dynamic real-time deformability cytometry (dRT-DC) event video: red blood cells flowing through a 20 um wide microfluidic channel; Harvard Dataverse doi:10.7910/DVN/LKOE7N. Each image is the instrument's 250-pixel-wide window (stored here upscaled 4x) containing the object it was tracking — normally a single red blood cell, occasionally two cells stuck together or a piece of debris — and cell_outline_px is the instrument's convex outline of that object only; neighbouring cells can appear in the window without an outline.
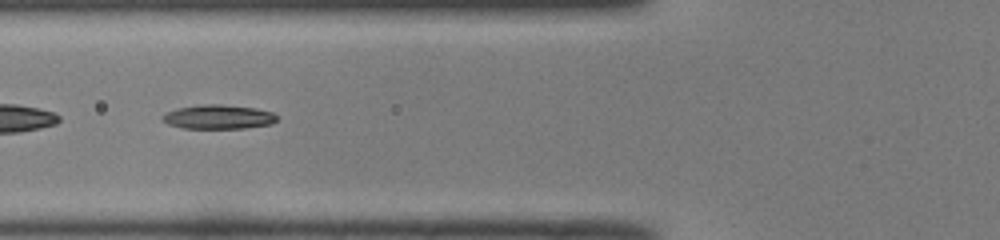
{"species": "common noctule bat (a hibernating species)", "species_latin": "Nyctalus noctula", "temperature_condition": "room temperature", "stored_images_in_passage": 35, "camera_frame_rate_fps": 3000, "um_per_image_px": 0.085, "animal": {"sex": "male", "body_mass_g": 19.0, "forearm_length_mm": 50.8}, "frame": {"image": 1, "passage_image": 11, "time_ms": 3.333, "image_size_px": [1000, 240], "cell_outline_px": [[276, 120], [272, 124], [244, 128], [184, 128], [168, 124], [160, 120], [168, 112], [176, 108], [200, 104], [220, 104], [256, 108], [272, 112], [276, 116]], "centroid_in_image_um": [18.56, 9.93], "position_along_channel_um": 107.2, "area_um2": 16.07}}
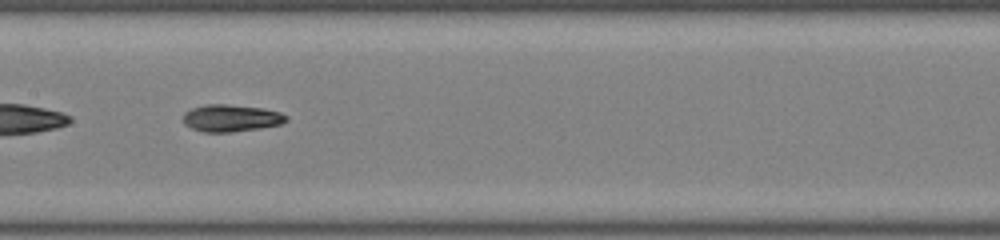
{"frame": {"image": 2, "passage_image": 17, "time_ms": 5.333, "image_size_px": [1000, 240], "cell_outline_px": [[288, 120], [280, 124], [260, 128], [232, 132], [204, 132], [192, 128], [184, 124], [184, 112], [192, 108], [204, 104], [228, 104], [260, 108], [280, 112], [288, 116]], "centroid_in_image_um": [19.63, 10.03], "position_along_channel_um": 187.8, "area_um2": 16.24}}
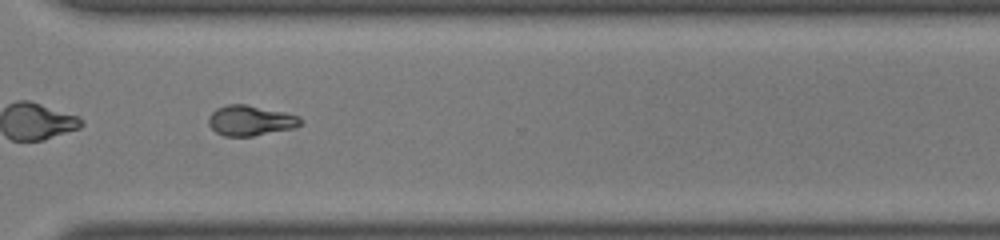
{"frame": {"image": 3, "passage_image": 29, "time_ms": 9.333, "image_size_px": [1000, 240], "cell_outline_px": [[304, 120], [300, 124], [292, 128], [252, 136], [224, 136], [216, 132], [208, 124], [208, 116], [216, 108], [228, 104], [244, 104], [284, 112], [300, 116]], "centroid_in_image_um": [21.26, 10.24], "position_along_channel_um": 349.3, "area_um2": 16.13}, "authors_computed_cell_mechanics": {"area_um2": 16.184, "velocity_mm_per_s": 4.0372, "shape_relaxation_time_tau1_ms": 6.5737, "shape_relaxation_time_tau2_ms": 2.7204, "deformation_change_tau1": 0.226, "deformation_change_tau2": 0.0763}}